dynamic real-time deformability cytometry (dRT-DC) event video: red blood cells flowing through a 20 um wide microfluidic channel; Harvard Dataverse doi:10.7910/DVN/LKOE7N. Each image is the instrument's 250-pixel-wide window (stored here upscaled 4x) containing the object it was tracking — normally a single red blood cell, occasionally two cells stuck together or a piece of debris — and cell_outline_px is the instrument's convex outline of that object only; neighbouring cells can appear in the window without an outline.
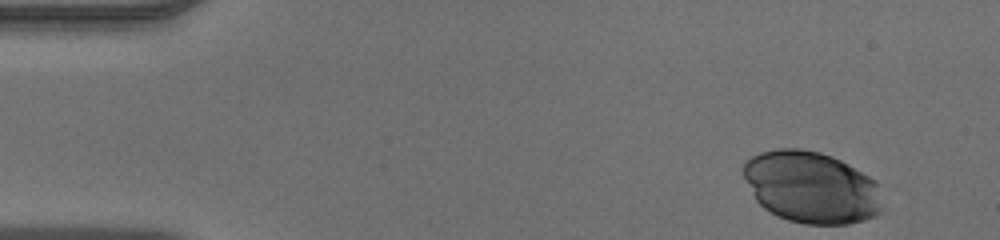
{"species": "human", "species_latin": "Homo sapiens", "temperature_condition": "warm", "stored_images_in_passage": 38, "camera_frame_rate_fps": 3000, "um_per_image_px": 0.085, "donor": {"sex": "male"}, "frame": {"image": 1, "passage_image": 1, "time_ms": 0.0, "image_size_px": [1000, 240], "cell_outline_px": [[884, 212], [876, 216], [864, 220], [848, 224], [804, 224], [788, 220], [776, 216], [764, 208], [756, 200], [744, 176], [744, 160], [760, 152], [776, 148], [800, 148], [820, 152], [832, 156], [848, 164], [876, 180], [880, 184]], "centroid_in_image_um": [69.01, 15.92], "position_along_channel_um": 16.0, "area_um2": 58.84}}